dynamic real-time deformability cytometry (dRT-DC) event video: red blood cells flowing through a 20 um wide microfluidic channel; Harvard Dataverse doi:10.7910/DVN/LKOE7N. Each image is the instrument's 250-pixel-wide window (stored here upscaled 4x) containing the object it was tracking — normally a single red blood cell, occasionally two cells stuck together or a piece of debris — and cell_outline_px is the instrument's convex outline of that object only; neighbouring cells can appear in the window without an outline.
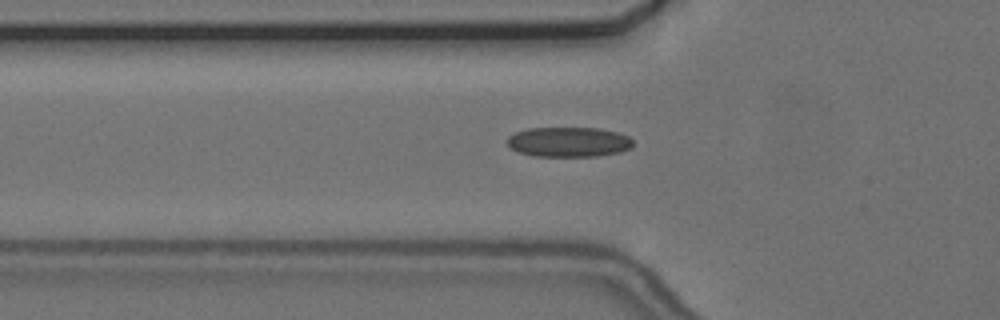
{"species": "common noctule bat (a hibernating species)", "species_latin": "Nyctalus noctula", "temperature_condition": "cold", "stored_images_in_passage": 38, "camera_frame_rate_fps": 3000, "um_per_image_px": 0.085, "animal": {"sex": "female", "body_mass_g": 24.6, "forearm_length_mm": 56.2}, "frame": {"image": 1, "passage_image": 4, "time_ms": 1.0, "image_size_px": [1000, 320], "cell_outline_px": [[632, 148], [620, 152], [596, 156], [532, 156], [516, 152], [508, 144], [508, 136], [516, 132], [528, 128], [600, 128], [616, 132], [628, 136], [632, 140]], "centroid_in_image_um": [48.33, 12.07], "position_along_channel_um": 77.5, "area_um2": 21.96}}
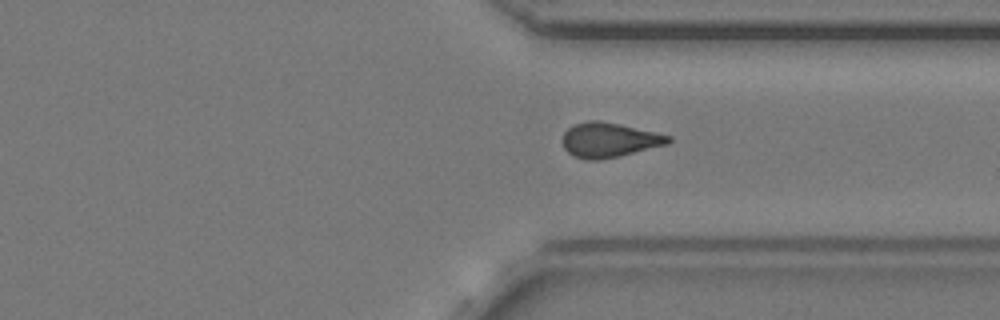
{"frame": {"image": 2, "passage_image": 27, "time_ms": 8.667, "image_size_px": [1000, 320], "cell_outline_px": [[672, 140], [668, 144], [620, 156], [600, 160], [584, 160], [568, 152], [564, 148], [560, 140], [564, 132], [572, 124], [588, 120], [600, 120], [620, 124], [656, 132], [672, 136]], "centroid_in_image_um": [51.75, 11.89], "position_along_channel_um": 359.6, "area_um2": 21.73}}
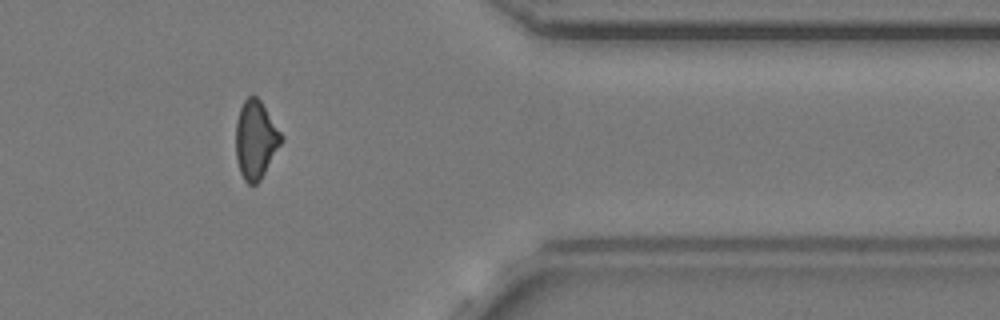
{"frame": {"image": 3, "passage_image": 31, "time_ms": 10.0, "image_size_px": [1000, 320], "cell_outline_px": [[284, 140], [260, 180], [256, 184], [248, 184], [244, 180], [240, 172], [236, 160], [236, 120], [240, 108], [244, 100], [252, 92], [260, 100], [284, 136]], "centroid_in_image_um": [21.74, 11.86], "position_along_channel_um": 389.7, "area_um2": 20.92}}